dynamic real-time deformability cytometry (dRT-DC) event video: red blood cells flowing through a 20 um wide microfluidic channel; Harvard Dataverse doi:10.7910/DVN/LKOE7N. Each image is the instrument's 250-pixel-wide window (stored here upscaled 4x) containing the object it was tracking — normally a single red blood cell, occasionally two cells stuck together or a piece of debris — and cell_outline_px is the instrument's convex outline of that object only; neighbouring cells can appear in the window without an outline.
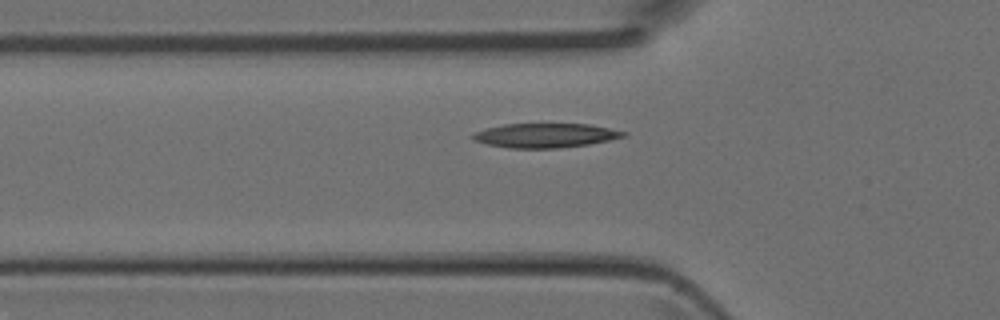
{"species": "Egyptian fruit bat (a non-hibernating species)", "species_latin": "Rousettus aegyptiacus", "temperature_condition": "room temperature", "stored_images_in_passage": 4, "camera_frame_rate_fps": 3000, "um_per_image_px": 0.085, "animal": {"sex": "female"}, "frame": {"image": 1, "passage_image": 4, "time_ms": 1.0, "image_size_px": [1000, 320], "cell_outline_px": [[628, 136], [588, 144], [560, 148], [508, 148], [488, 144], [472, 140], [472, 136], [476, 132], [488, 128], [504, 124], [588, 124], [628, 132]], "centroid_in_image_um": [46.38, 11.51], "position_along_channel_um": 79.4, "area_um2": 21.15}}